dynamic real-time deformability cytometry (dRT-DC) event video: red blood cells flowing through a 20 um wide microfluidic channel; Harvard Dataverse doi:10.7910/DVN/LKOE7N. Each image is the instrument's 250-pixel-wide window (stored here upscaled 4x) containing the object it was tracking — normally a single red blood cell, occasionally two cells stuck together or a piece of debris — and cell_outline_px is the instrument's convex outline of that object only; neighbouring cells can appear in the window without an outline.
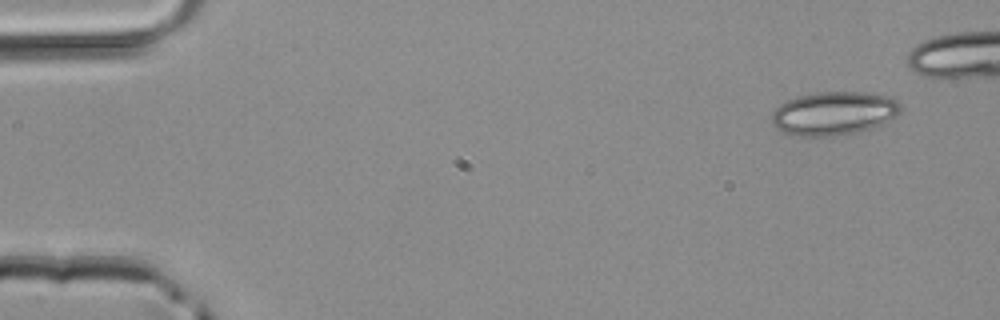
{"species": "common noctule bat (a hibernating species)", "species_latin": "Nyctalus noctula", "temperature_condition": "room temperature", "stored_images_in_passage": 5, "camera_frame_rate_fps": 3000, "um_per_image_px": 0.085, "animal": {"sex": "male", "body_mass_g": 20.4}, "frame": {"image": 1, "passage_image": 1, "time_ms": 0.0, "image_size_px": [1000, 320], "cell_outline_px": [[900, 112], [896, 116], [872, 128], [856, 132], [836, 136], [792, 136], [776, 128], [772, 124], [772, 112], [780, 104], [788, 100], [800, 96], [816, 92], [868, 92], [888, 96], [896, 100], [900, 104]], "centroid_in_image_um": [70.86, 9.64], "position_along_channel_um": 14.1, "area_um2": 32.71}}